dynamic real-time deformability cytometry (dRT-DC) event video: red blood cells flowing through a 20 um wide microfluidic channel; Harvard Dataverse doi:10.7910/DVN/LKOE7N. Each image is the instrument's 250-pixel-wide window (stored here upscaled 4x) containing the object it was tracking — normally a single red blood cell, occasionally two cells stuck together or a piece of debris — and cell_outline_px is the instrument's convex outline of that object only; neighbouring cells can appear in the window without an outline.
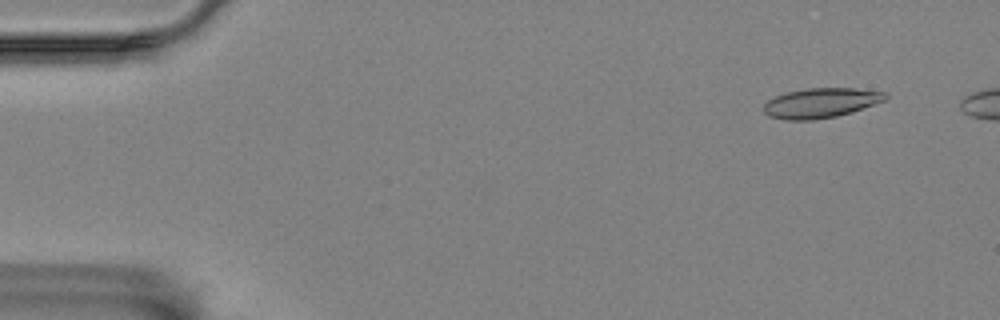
{"species": "Egyptian fruit bat (a non-hibernating species)", "species_latin": "Rousettus aegyptiacus", "temperature_condition": "room temperature", "stored_images_in_passage": 6, "camera_frame_rate_fps": 3000, "um_per_image_px": 0.085, "animal": {"sex": "female"}, "frame": {"image": 1, "passage_image": 2, "time_ms": 1.333, "image_size_px": [1000, 320], "cell_outline_px": [[888, 96], [884, 100], [852, 112], [836, 116], [816, 120], [784, 120], [768, 116], [764, 112], [764, 104], [768, 100], [776, 96], [788, 92], [808, 88], [856, 88], [884, 92]], "centroid_in_image_um": [69.74, 8.76], "position_along_channel_um": 15.3, "area_um2": 21.04}}